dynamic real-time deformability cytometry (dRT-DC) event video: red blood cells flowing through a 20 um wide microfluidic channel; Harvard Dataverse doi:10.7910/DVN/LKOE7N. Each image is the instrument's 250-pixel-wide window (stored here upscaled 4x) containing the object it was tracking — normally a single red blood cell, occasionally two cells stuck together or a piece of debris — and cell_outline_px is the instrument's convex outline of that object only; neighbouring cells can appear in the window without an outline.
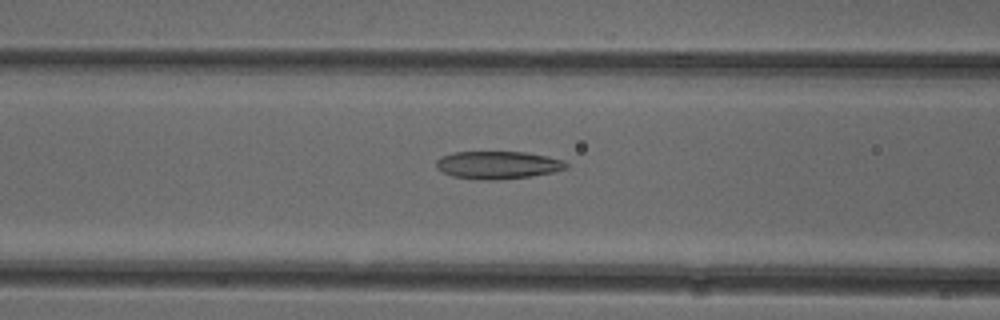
{"species": "common noctule bat (a hibernating species)", "species_latin": "Nyctalus noctula", "temperature_condition": "cold", "stored_images_in_passage": 52, "camera_frame_rate_fps": 3000, "um_per_image_px": 0.085, "animal": {"sex": "female"}, "frame": {"image": 1, "passage_image": 21, "time_ms": 6.667, "image_size_px": [1000, 320], "cell_outline_px": [[568, 168], [552, 172], [528, 176], [496, 180], [484, 180], [452, 176], [436, 168], [436, 160], [440, 156], [452, 152], [524, 152], [548, 156], [564, 160], [568, 164]], "centroid_in_image_um": [42.3, 14.01], "position_along_channel_um": 124.3, "area_um2": 20.98}}
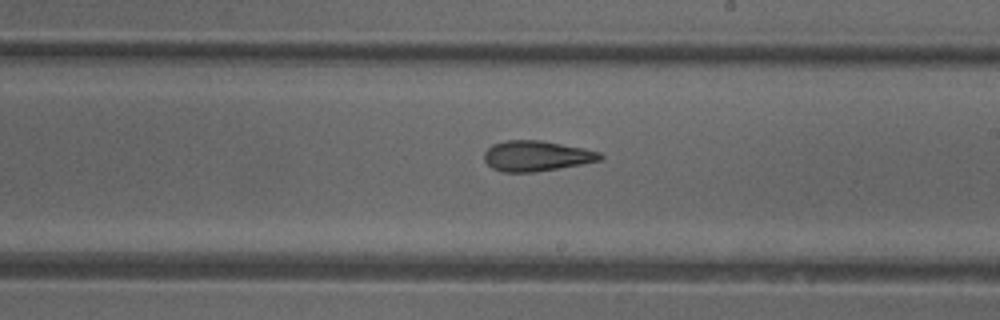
{"frame": {"image": 2, "passage_image": 30, "time_ms": 9.667, "image_size_px": [1000, 320], "cell_outline_px": [[604, 156], [600, 160], [580, 164], [536, 172], [504, 172], [492, 168], [484, 160], [484, 152], [492, 144], [504, 140], [540, 140], [584, 148], [600, 152]], "centroid_in_image_um": [45.57, 13.25], "position_along_channel_um": 243.4, "area_um2": 20.52}}
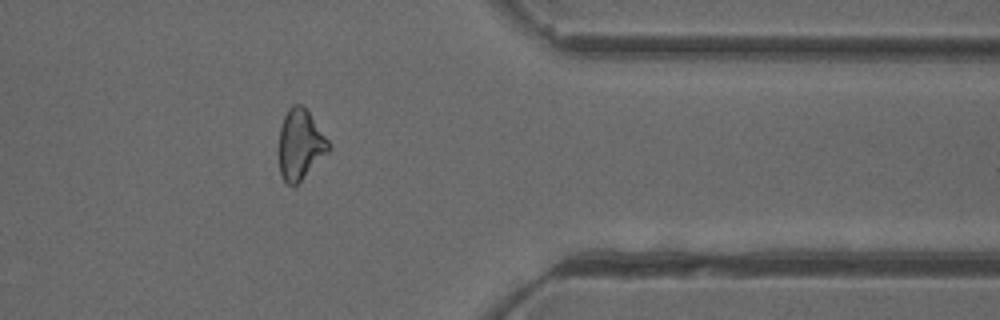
{"frame": {"image": 3, "passage_image": 42, "time_ms": 13.667, "image_size_px": [1000, 320], "cell_outline_px": [[332, 148], [296, 184], [288, 184], [284, 180], [280, 172], [280, 128], [284, 116], [288, 108], [292, 104], [300, 104], [308, 112], [328, 140]], "centroid_in_image_um": [25.52, 12.26], "position_along_channel_um": 385.9, "area_um2": 19.71}, "authors_computed_cell_mechanics": {"area_um2": 21.2415, "velocity_mm_per_s": 3.9658, "shape_relaxation_time_tau1_ms": null, "shape_relaxation_time_tau2_ms": 3.3997, "deformation_change_tau1": null, "deformation_change_tau2": 0.1251}}